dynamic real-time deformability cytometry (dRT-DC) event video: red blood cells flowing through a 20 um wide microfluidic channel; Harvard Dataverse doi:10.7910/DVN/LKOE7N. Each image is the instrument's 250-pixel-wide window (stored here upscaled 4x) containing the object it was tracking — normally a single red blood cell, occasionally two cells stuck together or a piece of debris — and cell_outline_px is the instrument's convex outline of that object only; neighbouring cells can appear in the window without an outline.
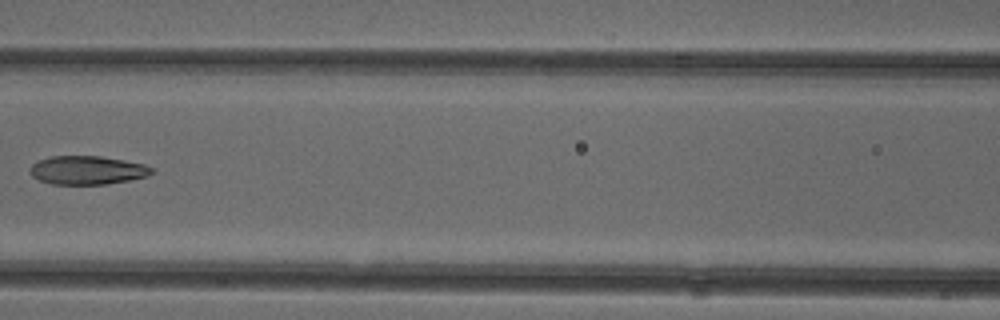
{"species": "common noctule bat (a hibernating species)", "species_latin": "Nyctalus noctula", "temperature_condition": "cold", "stored_images_in_passage": 5, "camera_frame_rate_fps": 3000, "um_per_image_px": 0.085, "animal": {"sex": "female"}, "frame": {"image": 1, "passage_image": 5, "time_ms": 1.333, "image_size_px": [1000, 320], "cell_outline_px": [[156, 172], [148, 176], [128, 180], [104, 184], [52, 184], [40, 180], [32, 176], [28, 172], [32, 164], [40, 160], [52, 156], [100, 156], [144, 164], [152, 168]], "centroid_in_image_um": [7.42, 14.46], "position_along_channel_um": 159.2, "area_um2": 20.17}}